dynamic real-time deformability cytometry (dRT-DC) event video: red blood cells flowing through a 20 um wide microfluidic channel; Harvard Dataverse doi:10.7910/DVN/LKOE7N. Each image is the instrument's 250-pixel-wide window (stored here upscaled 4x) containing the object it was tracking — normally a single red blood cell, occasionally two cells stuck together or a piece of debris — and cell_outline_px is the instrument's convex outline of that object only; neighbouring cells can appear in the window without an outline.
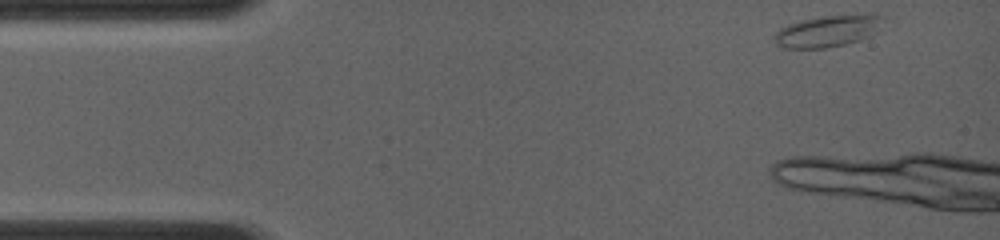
{"species": "common noctule bat (a hibernating species)", "species_latin": "Nyctalus noctula", "temperature_condition": "room temperature", "stored_images_in_passage": 15, "camera_frame_rate_fps": 4000, "um_per_image_px": 0.085, "animal": {"sex": "female", "body_mass_g": 19.0, "forearm_length_mm": 56.7}, "frame": {"image": 1, "passage_image": 1, "time_ms": 0.0, "image_size_px": [1000, 240], "cell_outline_px": [[884, 16], [876, 32], [860, 40], [844, 44], [824, 48], [780, 48], [776, 44], [772, 36], [780, 28], [788, 24], [800, 20], [824, 16], [872, 12], [876, 12]], "centroid_in_image_um": [70.36, 2.61], "position_along_channel_um": 14.6, "area_um2": 20.4}}